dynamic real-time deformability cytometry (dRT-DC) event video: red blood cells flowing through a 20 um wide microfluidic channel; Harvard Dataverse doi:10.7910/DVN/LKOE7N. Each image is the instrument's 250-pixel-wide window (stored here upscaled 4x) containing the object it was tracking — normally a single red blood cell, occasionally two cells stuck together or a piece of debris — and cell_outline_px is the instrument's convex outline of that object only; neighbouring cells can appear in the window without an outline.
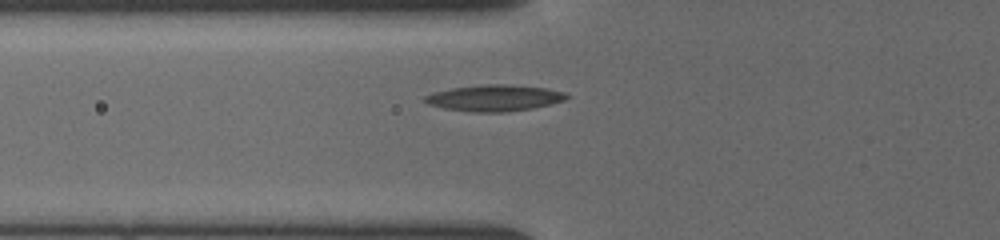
{"species": "common noctule bat (a hibernating species)", "species_latin": "Nyctalus noctula", "temperature_condition": "cold", "stored_images_in_passage": 32, "camera_frame_rate_fps": 3000, "um_per_image_px": 0.085, "animal": {"sex": "female", "body_mass_g": 19.5, "forearm_length_mm": 54.1}, "frame": {"image": 1, "passage_image": 2, "time_ms": 0.333, "image_size_px": [1000, 240], "cell_outline_px": [[572, 96], [564, 100], [532, 108], [504, 112], [476, 112], [444, 108], [428, 104], [424, 100], [424, 96], [432, 92], [452, 88], [484, 84], [508, 84], [544, 88], [564, 92]], "centroid_in_image_um": [42.01, 8.32], "position_along_channel_um": 83.8, "area_um2": 21.56}}
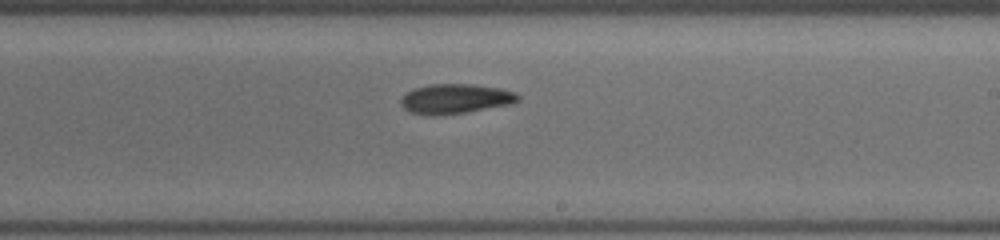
{"frame": {"image": 2, "passage_image": 14, "time_ms": 4.333, "image_size_px": [1000, 240], "cell_outline_px": [[520, 100], [512, 104], [464, 112], [436, 116], [432, 116], [412, 112], [404, 108], [400, 104], [400, 100], [408, 92], [416, 88], [428, 84], [472, 84], [500, 88], [516, 92], [520, 96]], "centroid_in_image_um": [38.74, 8.39], "position_along_channel_um": 250.3, "area_um2": 20.23}}
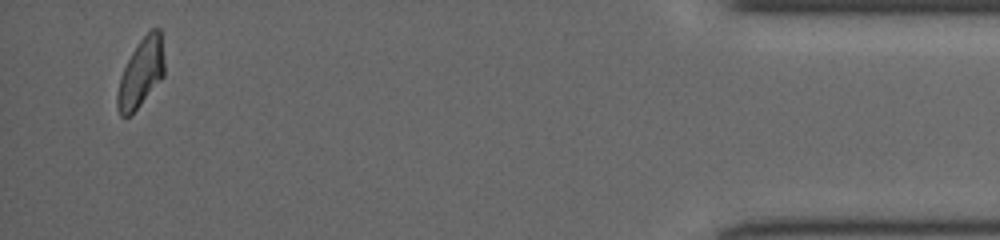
{"frame": {"image": 3, "passage_image": 31, "time_ms": 10.0, "image_size_px": [1000, 240], "cell_outline_px": [[164, 76], [140, 104], [128, 116], [120, 116], [116, 108], [116, 96], [120, 76], [132, 52], [140, 40], [152, 28], [160, 28], [164, 60]], "centroid_in_image_um": [11.97, 6.19], "position_along_channel_um": 423.2, "area_um2": 18.55}}